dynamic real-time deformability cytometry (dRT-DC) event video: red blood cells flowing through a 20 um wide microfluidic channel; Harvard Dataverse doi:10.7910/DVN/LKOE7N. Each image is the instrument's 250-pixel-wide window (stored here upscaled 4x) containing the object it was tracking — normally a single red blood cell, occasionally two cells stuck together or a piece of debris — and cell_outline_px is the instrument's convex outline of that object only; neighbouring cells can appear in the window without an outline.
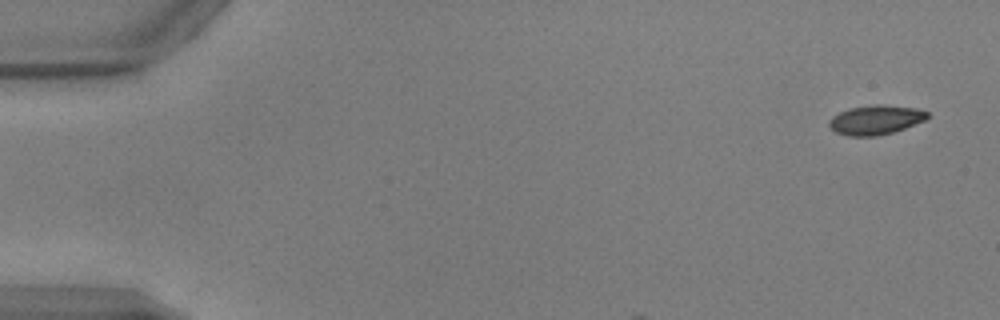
{"species": "common noctule bat (a hibernating species)", "species_latin": "Nyctalus noctula", "temperature_condition": "warm", "stored_images_in_passage": 4, "camera_frame_rate_fps": 3000, "um_per_image_px": 0.085, "animal": {"sex": "male", "body_mass_g": 17.9, "forearm_length_mm": 54.2}, "frame": {"image": 1, "passage_image": 1, "time_ms": 0.0, "image_size_px": [1000, 320], "cell_outline_px": [[928, 116], [924, 120], [904, 128], [892, 132], [876, 136], [848, 136], [836, 132], [828, 124], [828, 120], [832, 116], [848, 108], [872, 104], [884, 104], [916, 108], [928, 112]], "centroid_in_image_um": [74.4, 10.17], "position_along_channel_um": 10.6, "area_um2": 16.82}}